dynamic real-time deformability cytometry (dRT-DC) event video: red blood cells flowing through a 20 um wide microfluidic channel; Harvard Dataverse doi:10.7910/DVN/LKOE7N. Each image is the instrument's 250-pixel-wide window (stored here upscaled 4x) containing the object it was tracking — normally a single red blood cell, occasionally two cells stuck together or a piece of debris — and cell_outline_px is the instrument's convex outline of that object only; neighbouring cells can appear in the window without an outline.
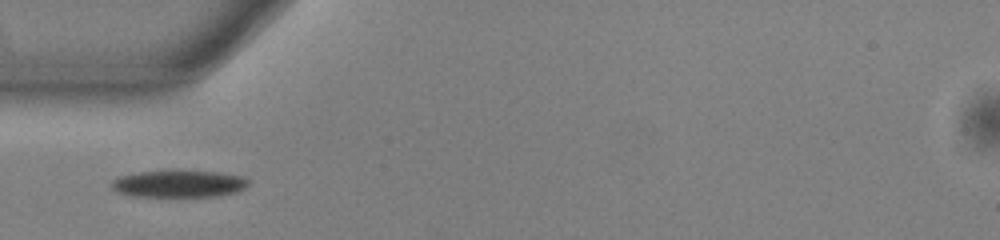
{"species": "common noctule bat (a hibernating species)", "species_latin": "Nyctalus noctula", "temperature_condition": "warm", "stored_images_in_passage": 37, "camera_frame_rate_fps": 3000, "um_per_image_px": 0.085, "animal": {"sex": "male", "body_mass_g": 13.0, "forearm_length_mm": 53.1}, "frame": {"image": 1, "passage_image": 1, "time_ms": 0.0, "image_size_px": [1000, 240], "cell_outline_px": [[248, 184], [244, 188], [236, 192], [220, 196], [132, 196], [116, 192], [112, 188], [112, 180], [120, 176], [136, 172], [176, 168], [220, 172], [244, 176], [248, 180]], "centroid_in_image_um": [15.2, 15.58], "position_along_channel_um": 69.8, "area_um2": 22.43}}
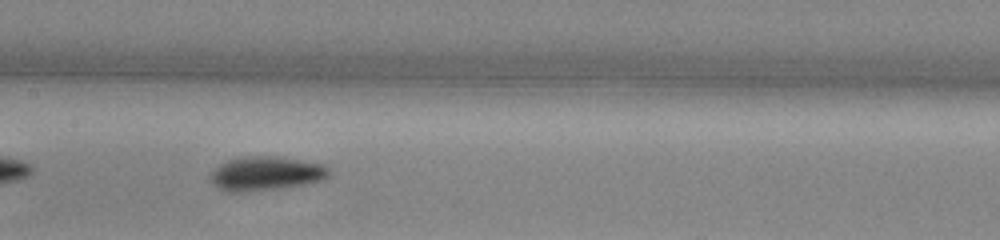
{"frame": {"image": 2, "passage_image": 10, "time_ms": 3.0, "image_size_px": [1000, 240], "cell_outline_px": [[332, 172], [328, 176], [320, 180], [304, 184], [276, 188], [236, 192], [228, 192], [220, 188], [212, 180], [212, 172], [220, 164], [228, 160], [240, 156], [280, 156], [324, 164]], "centroid_in_image_um": [22.65, 14.71], "position_along_channel_um": 184.8, "area_um2": 23.18}}
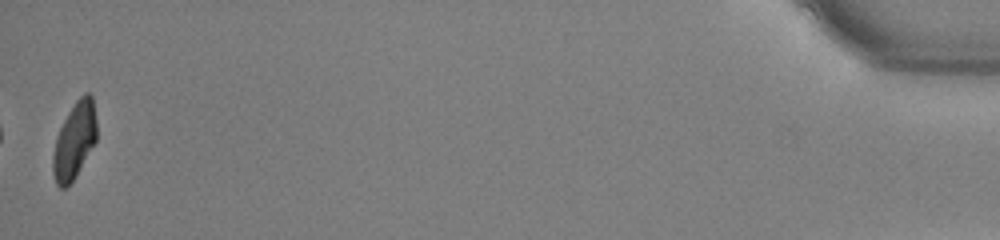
{"frame": {"image": 3, "passage_image": 37, "time_ms": 12.0, "image_size_px": [1000, 240], "cell_outline_px": [[96, 140], [72, 180], [64, 188], [60, 188], [56, 184], [52, 172], [52, 156], [56, 136], [68, 112], [76, 100], [84, 92], [88, 92], [92, 96], [96, 120]], "centroid_in_image_um": [6.3, 11.92], "position_along_channel_um": 428.9, "area_um2": 19.19}}